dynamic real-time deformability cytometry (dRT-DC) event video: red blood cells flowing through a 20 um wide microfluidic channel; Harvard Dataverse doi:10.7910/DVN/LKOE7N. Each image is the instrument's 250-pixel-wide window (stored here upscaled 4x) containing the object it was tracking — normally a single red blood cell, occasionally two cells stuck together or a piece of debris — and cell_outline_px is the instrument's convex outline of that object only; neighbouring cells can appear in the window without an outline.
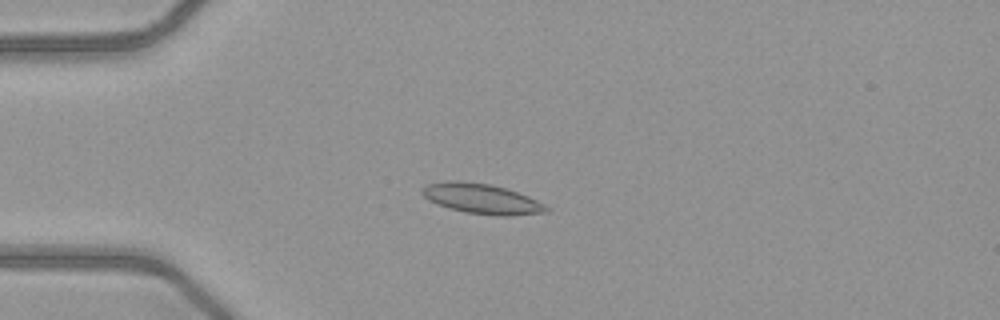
{"species": "common noctule bat (a hibernating species)", "species_latin": "Nyctalus noctula", "temperature_condition": "warm", "stored_images_in_passage": 51, "camera_frame_rate_fps": 3000, "um_per_image_px": 0.085, "animal": {"sex": "female", "body_mass_g": 21.9}, "frame": {"image": 1, "passage_image": 14, "time_ms": 4.333, "image_size_px": [1000, 320], "cell_outline_px": [[552, 208], [548, 212], [508, 216], [496, 216], [464, 212], [448, 208], [436, 204], [428, 200], [420, 192], [420, 188], [424, 184], [452, 180], [460, 180], [488, 184], [504, 188], [528, 196]], "centroid_in_image_um": [40.9, 16.9], "position_along_channel_um": 44.1, "area_um2": 22.02}}
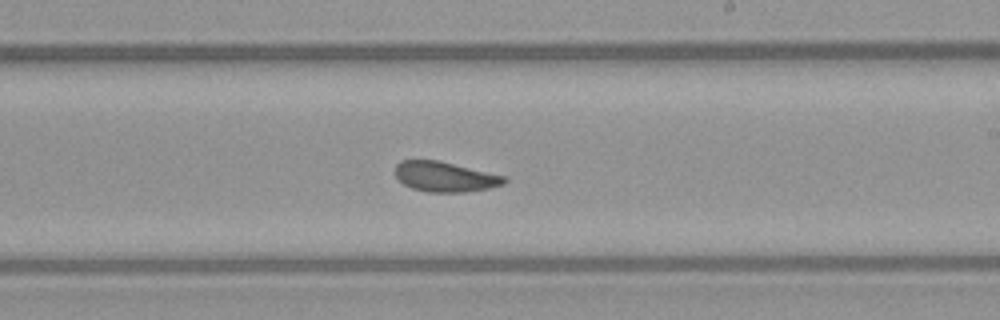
{"frame": {"image": 2, "passage_image": 31, "time_ms": 10.0, "image_size_px": [1000, 320], "cell_outline_px": [[508, 180], [504, 184], [488, 188], [464, 192], [428, 192], [412, 188], [404, 184], [396, 176], [396, 164], [400, 160], [440, 160], [508, 176]], "centroid_in_image_um": [37.87, 15.01], "position_along_channel_um": 251.1, "area_um2": 19.31}}
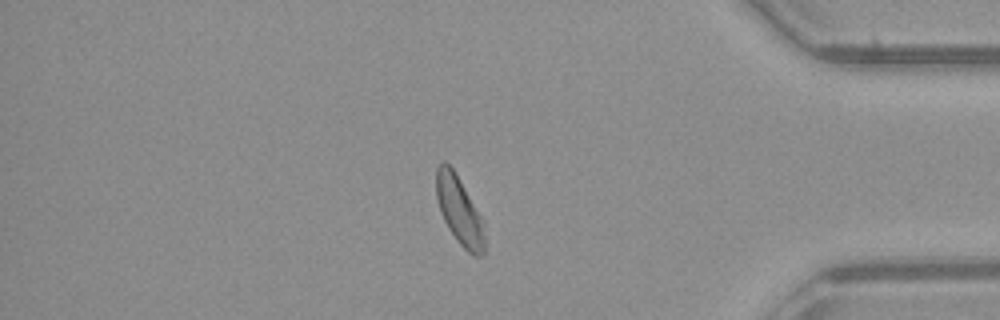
{"frame": {"image": 3, "passage_image": 44, "time_ms": 14.333, "image_size_px": [1000, 320], "cell_outline_px": [[484, 256], [472, 256], [456, 240], [448, 228], [440, 212], [436, 196], [436, 168], [444, 160], [452, 168], [480, 216], [484, 236]], "centroid_in_image_um": [39.01, 17.94], "position_along_channel_um": 396.2, "area_um2": 18.67}, "authors_computed_cell_mechanics": {"area_um2": 19.941, "velocity_mm_per_s": 4.0559, "shape_relaxation_time_tau1_ms": 8.5634, "shape_relaxation_time_tau2_ms": 1.3358, "deformation_change_tau1": 0.1471, "deformation_change_tau2": 0.079}}